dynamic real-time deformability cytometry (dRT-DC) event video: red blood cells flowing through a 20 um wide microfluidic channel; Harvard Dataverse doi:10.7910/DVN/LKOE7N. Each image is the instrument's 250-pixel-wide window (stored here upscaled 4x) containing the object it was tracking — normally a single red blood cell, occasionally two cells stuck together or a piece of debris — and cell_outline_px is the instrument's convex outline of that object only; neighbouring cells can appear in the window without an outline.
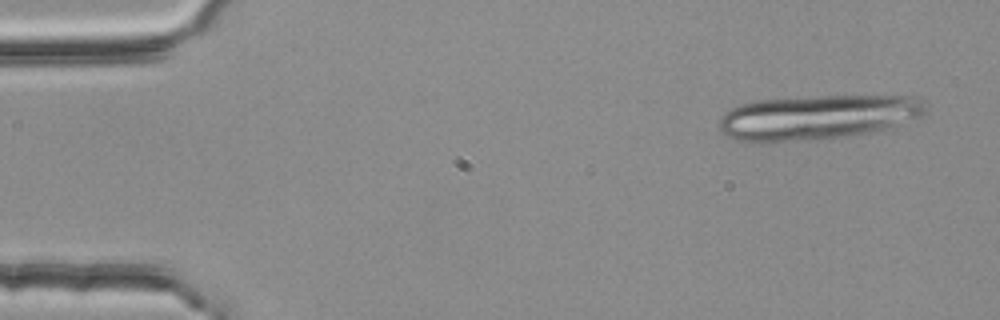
{"species": "common noctule bat (a hibernating species)", "species_latin": "Nyctalus noctula", "temperature_condition": "room temperature", "stored_images_in_passage": 3, "camera_frame_rate_fps": 3000, "um_per_image_px": 0.085, "animal": {"sex": "female", "body_mass_g": 25.1}, "frame": {"image": 1, "passage_image": 1, "time_ms": 0.0, "image_size_px": [1000, 320], "cell_outline_px": [[928, 112], [924, 116], [880, 132], [844, 136], [788, 140], [736, 140], [728, 136], [720, 128], [720, 116], [724, 112], [740, 104], [760, 100], [816, 96], [908, 96], [924, 100], [928, 104]], "centroid_in_image_um": [69.64, 9.93], "position_along_channel_um": 15.4, "area_um2": 53.35}}